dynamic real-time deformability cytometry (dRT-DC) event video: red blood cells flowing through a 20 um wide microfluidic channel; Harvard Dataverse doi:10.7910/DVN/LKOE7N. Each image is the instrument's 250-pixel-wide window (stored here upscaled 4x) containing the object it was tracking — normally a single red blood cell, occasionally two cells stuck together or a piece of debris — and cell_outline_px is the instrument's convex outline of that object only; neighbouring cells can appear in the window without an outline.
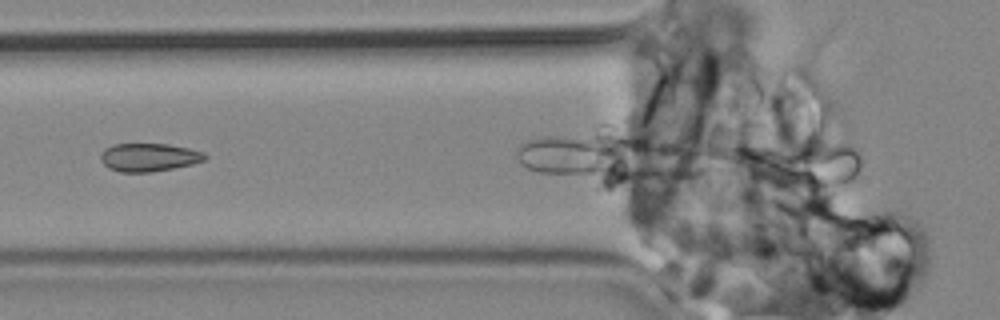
{"species": "common noctule bat (a hibernating species)", "species_latin": "Nyctalus noctula", "temperature_condition": "cold", "stored_images_in_passage": 3, "camera_frame_rate_fps": 3000, "um_per_image_px": 0.085, "animal": {"sex": "male", "body_mass_g": 19.2, "forearm_length_mm": 51.8}, "frame": {"image": 1, "passage_image": 3, "time_ms": 0.667, "image_size_px": [1000, 320], "cell_outline_px": [[860, 164], [856, 176], [844, 188], [836, 192], [776, 188], [752, 176], [748, 172], [744, 164], [748, 160], [764, 148], [836, 144], [848, 144], [856, 148], [860, 156]], "centroid_in_image_um": [68.54, 14.19], "position_along_channel_um": 57.3, "area_um2": 31.73}}